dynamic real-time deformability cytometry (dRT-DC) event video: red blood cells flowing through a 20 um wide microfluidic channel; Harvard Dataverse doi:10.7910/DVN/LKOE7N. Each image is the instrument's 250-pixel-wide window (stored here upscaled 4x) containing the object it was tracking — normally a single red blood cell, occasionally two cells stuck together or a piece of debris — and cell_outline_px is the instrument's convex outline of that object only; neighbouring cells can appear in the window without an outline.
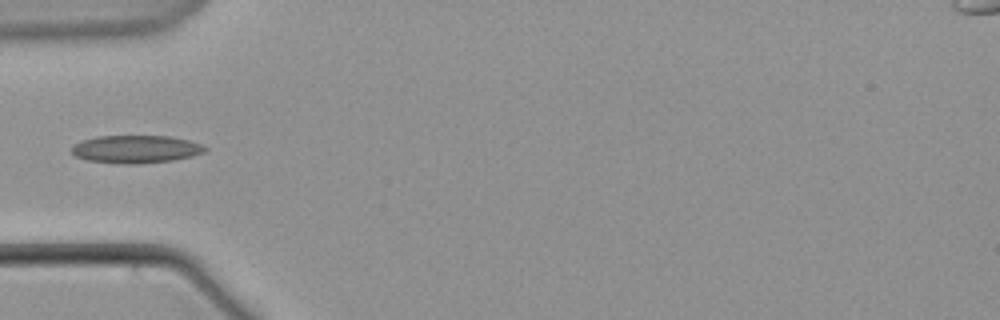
{"species": "common noctule bat (a hibernating species)", "species_latin": "Nyctalus noctula", "temperature_condition": "warm", "stored_images_in_passage": 41, "camera_frame_rate_fps": 3000, "um_per_image_px": 0.085, "animal": {"sex": "male", "body_mass_g": 21.5, "forearm_length_mm": 52.0}, "frame": {"image": 1, "passage_image": 1, "time_ms": 0.0, "image_size_px": [1000, 320], "cell_outline_px": [[208, 148], [204, 152], [192, 156], [172, 160], [136, 164], [116, 164], [84, 160], [76, 156], [72, 152], [72, 148], [76, 144], [84, 140], [96, 136], [168, 136], [188, 140], [200, 144]], "centroid_in_image_um": [11.54, 12.69], "position_along_channel_um": 73.5, "area_um2": 21.56}}
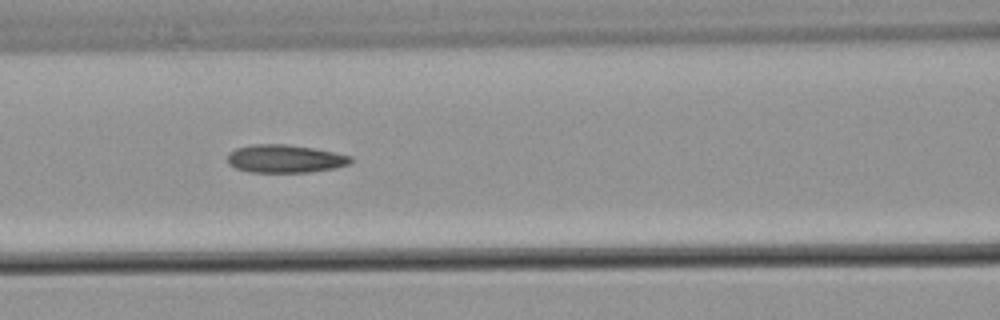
{"frame": {"image": 2, "passage_image": 7, "time_ms": 2.0, "image_size_px": [1000, 320], "cell_outline_px": [[352, 160], [348, 164], [336, 168], [308, 172], [248, 172], [236, 168], [228, 164], [228, 152], [236, 148], [252, 144], [288, 144], [312, 148], [352, 156]], "centroid_in_image_um": [24.19, 13.49], "position_along_channel_um": 142.4, "area_um2": 20.11}}
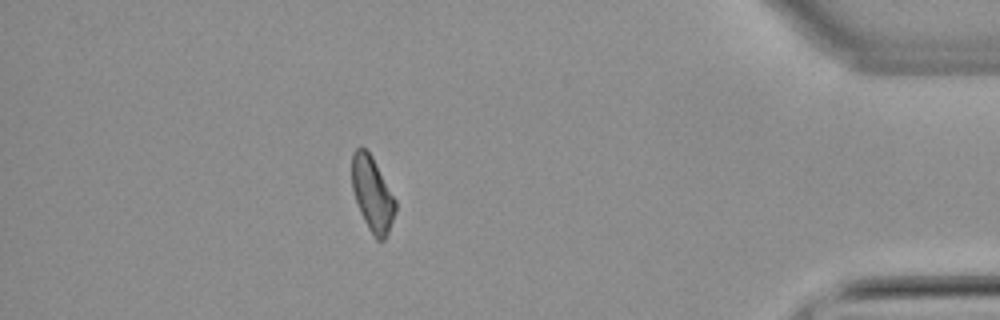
{"frame": {"image": 3, "passage_image": 34, "time_ms": 11.0, "image_size_px": [1000, 320], "cell_outline_px": [[396, 212], [388, 232], [384, 240], [376, 240], [372, 236], [360, 212], [352, 188], [352, 152], [360, 144], [372, 156], [396, 200]], "centroid_in_image_um": [31.65, 16.49], "position_along_channel_um": 403.6, "area_um2": 18.96}}